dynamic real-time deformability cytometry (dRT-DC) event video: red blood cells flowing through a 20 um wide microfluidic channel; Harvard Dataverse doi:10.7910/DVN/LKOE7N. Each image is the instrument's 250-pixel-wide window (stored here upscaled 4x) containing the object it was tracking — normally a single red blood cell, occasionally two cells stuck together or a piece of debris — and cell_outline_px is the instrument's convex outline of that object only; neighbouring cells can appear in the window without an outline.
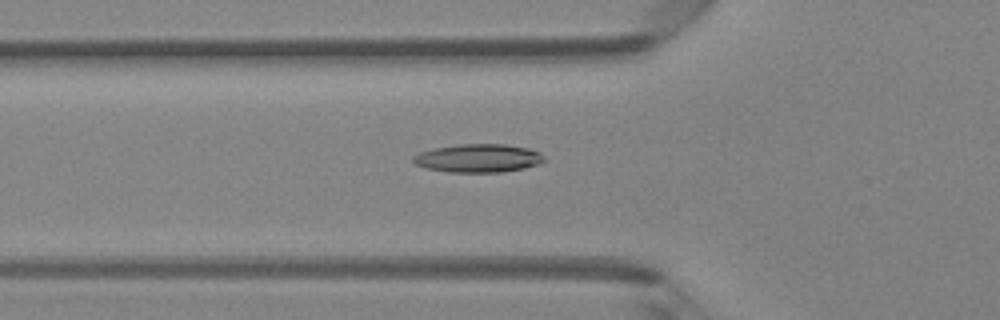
{"species": "Egyptian fruit bat (a non-hibernating species)", "species_latin": "Rousettus aegyptiacus", "temperature_condition": "room temperature", "stored_images_in_passage": 48, "camera_frame_rate_fps": 3000, "um_per_image_px": 0.085, "animal": {"sex": "female"}, "frame": {"image": 1, "passage_image": 17, "time_ms": 5.333, "image_size_px": [1000, 320], "cell_outline_px": [[544, 160], [536, 164], [524, 168], [500, 172], [448, 172], [428, 168], [416, 164], [412, 160], [412, 156], [420, 152], [432, 148], [460, 144], [504, 144], [528, 148], [540, 152], [544, 156]], "centroid_in_image_um": [40.63, 13.44], "position_along_channel_um": 85.2, "area_um2": 21.5}}
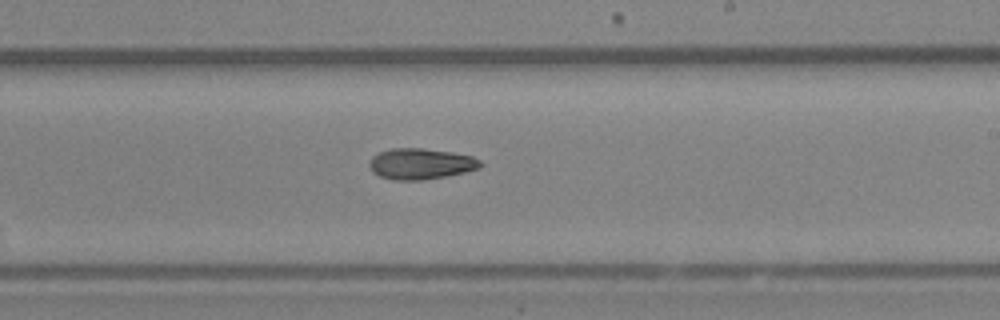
{"frame": {"image": 2, "passage_image": 29, "time_ms": 9.333, "image_size_px": [1000, 320], "cell_outline_px": [[484, 164], [480, 168], [464, 172], [444, 176], [420, 180], [392, 180], [380, 176], [372, 172], [368, 164], [372, 156], [380, 152], [392, 148], [424, 148], [452, 152], [472, 156], [480, 160]], "centroid_in_image_um": [35.76, 13.92], "position_along_channel_um": 253.2, "area_um2": 20.06}}
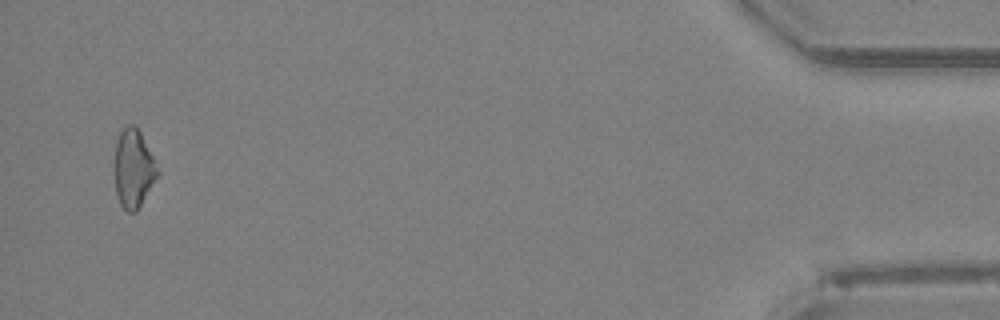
{"frame": {"image": 3, "passage_image": 47, "time_ms": 15.333, "image_size_px": [1000, 320], "cell_outline_px": [[160, 176], [136, 212], [128, 212], [120, 204], [116, 192], [112, 168], [112, 164], [116, 140], [120, 132], [128, 124], [132, 124], [140, 132], [160, 172]], "centroid_in_image_um": [11.32, 14.36], "position_along_channel_um": 423.9, "area_um2": 20.17}}